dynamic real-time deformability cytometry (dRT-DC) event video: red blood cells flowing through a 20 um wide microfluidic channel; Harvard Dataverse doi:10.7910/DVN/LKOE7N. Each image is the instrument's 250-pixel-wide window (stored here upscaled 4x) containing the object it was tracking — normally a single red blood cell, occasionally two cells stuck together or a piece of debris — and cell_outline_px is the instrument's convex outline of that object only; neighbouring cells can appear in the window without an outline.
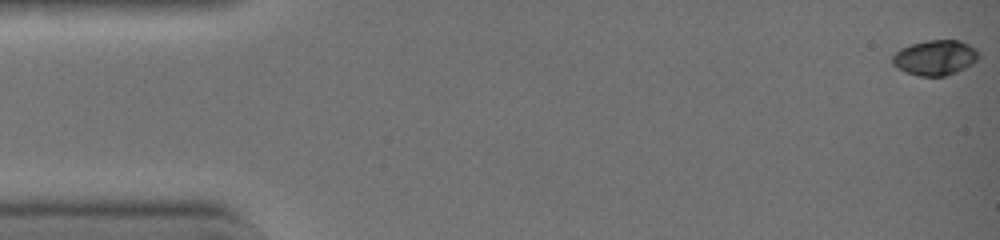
{"species": "common noctule bat (a hibernating species)", "species_latin": "Nyctalus noctula", "temperature_condition": "warm", "stored_images_in_passage": 44, "camera_frame_rate_fps": 3000, "um_per_image_px": 0.085, "animal": {"sex": "female", "body_mass_g": 19.0, "forearm_length_mm": 51.5}, "frame": {"image": 1, "passage_image": 1, "time_ms": 0.0, "image_size_px": [1000, 240], "cell_outline_px": [[980, 56], [972, 64], [956, 72], [944, 76], [920, 76], [904, 72], [896, 68], [892, 64], [892, 56], [900, 48], [912, 44], [928, 40], [960, 40], [976, 48]], "centroid_in_image_um": [79.47, 4.9], "position_along_channel_um": 5.5, "area_um2": 17.74}}
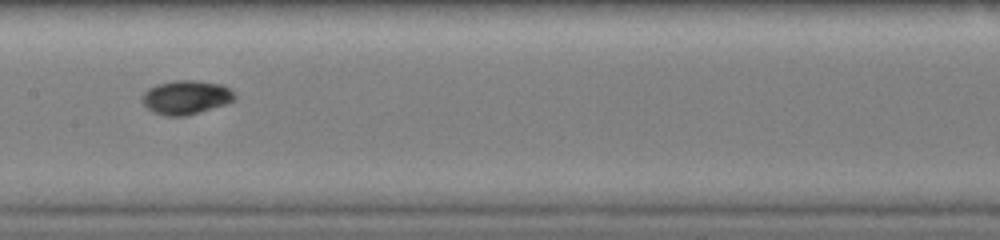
{"frame": {"image": 2, "passage_image": 23, "time_ms": 7.333, "image_size_px": [1000, 240], "cell_outline_px": [[236, 100], [224, 104], [184, 116], [168, 116], [156, 112], [148, 108], [144, 104], [140, 96], [148, 88], [156, 84], [172, 80], [196, 80], [224, 84], [236, 96]], "centroid_in_image_um": [15.8, 8.24], "position_along_channel_um": 191.6, "area_um2": 18.21}}
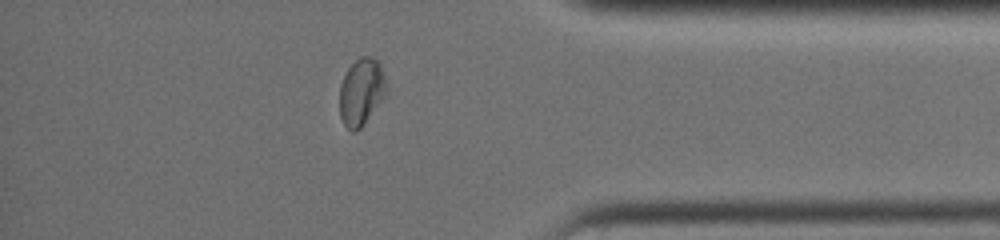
{"frame": {"image": 3, "passage_image": 38, "time_ms": 12.333, "image_size_px": [1000, 240], "cell_outline_px": [[388, 88], [384, 96], [360, 128], [356, 132], [352, 132], [344, 124], [340, 116], [340, 84], [348, 68], [360, 56], [372, 56], [380, 60]], "centroid_in_image_um": [30.73, 7.76], "position_along_channel_um": 404.5, "area_um2": 18.26}, "authors_computed_cell_mechanics": {"area_um2": 17.629, "velocity_mm_per_s": 4.4693, "shape_relaxation_time_tau1_ms": 3.7916, "shape_relaxation_time_tau2_ms": 1.3032, "deformation_change_tau1": 0.1765, "deformation_change_tau2": 0.0167}}